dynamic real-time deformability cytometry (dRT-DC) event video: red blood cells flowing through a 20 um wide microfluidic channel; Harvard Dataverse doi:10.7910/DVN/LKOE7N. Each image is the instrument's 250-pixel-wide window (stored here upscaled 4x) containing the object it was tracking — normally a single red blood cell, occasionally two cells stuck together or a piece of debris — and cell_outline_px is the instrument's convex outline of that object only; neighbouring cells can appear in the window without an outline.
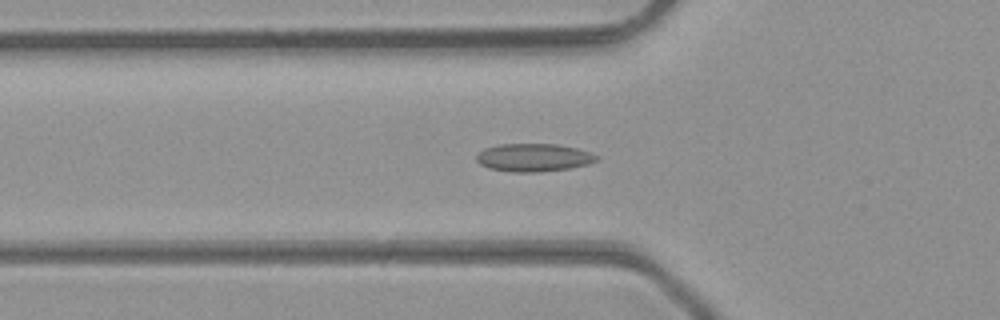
{"species": "common noctule bat (a hibernating species)", "species_latin": "Nyctalus noctula", "temperature_condition": "room temperature", "stored_images_in_passage": 47, "camera_frame_rate_fps": 3000, "um_per_image_px": 0.085, "animal": {"sex": "male", "body_mass_g": 23.1, "forearm_length_mm": 52.7}, "frame": {"image": 1, "passage_image": 16, "time_ms": 5.0, "image_size_px": [1000, 320], "cell_outline_px": [[600, 156], [596, 160], [588, 164], [568, 168], [540, 172], [512, 172], [488, 168], [480, 164], [476, 160], [476, 156], [484, 148], [500, 144], [556, 144], [576, 148]], "centroid_in_image_um": [45.33, 13.39], "position_along_channel_um": 80.5, "area_um2": 19.48}}
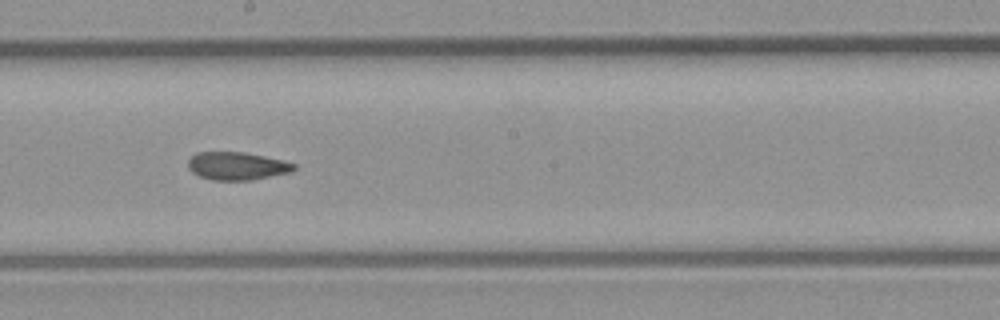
{"frame": {"image": 2, "passage_image": 26, "time_ms": 8.333, "image_size_px": [1000, 320], "cell_outline_px": [[296, 168], [292, 172], [252, 180], [212, 180], [200, 176], [192, 172], [188, 168], [188, 160], [196, 152], [244, 152], [284, 160], [296, 164]], "centroid_in_image_um": [20.16, 14.11], "position_along_channel_um": 228.0, "area_um2": 17.34}}
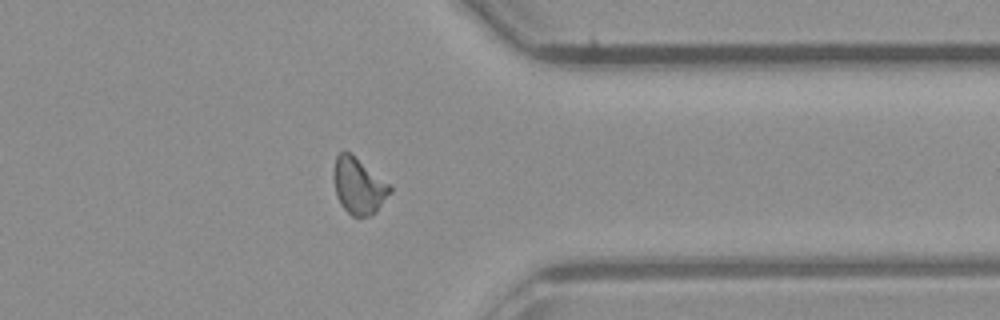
{"frame": {"image": 3, "passage_image": 37, "time_ms": 12.0, "image_size_px": [1000, 320], "cell_outline_px": [[392, 192], [376, 212], [368, 216], [352, 216], [340, 204], [336, 196], [336, 156], [340, 152], [352, 152], [388, 184], [392, 188]], "centroid_in_image_um": [30.52, 15.82], "position_along_channel_um": 380.9, "area_um2": 17.98}, "authors_computed_cell_mechanics": {"area_um2": 18.0336, "velocity_mm_per_s": 4.3949, "shape_relaxation_time_tau1_ms": null, "shape_relaxation_time_tau2_ms": 3.6427, "deformation_change_tau1": null, "deformation_change_tau2": 0.0906}}